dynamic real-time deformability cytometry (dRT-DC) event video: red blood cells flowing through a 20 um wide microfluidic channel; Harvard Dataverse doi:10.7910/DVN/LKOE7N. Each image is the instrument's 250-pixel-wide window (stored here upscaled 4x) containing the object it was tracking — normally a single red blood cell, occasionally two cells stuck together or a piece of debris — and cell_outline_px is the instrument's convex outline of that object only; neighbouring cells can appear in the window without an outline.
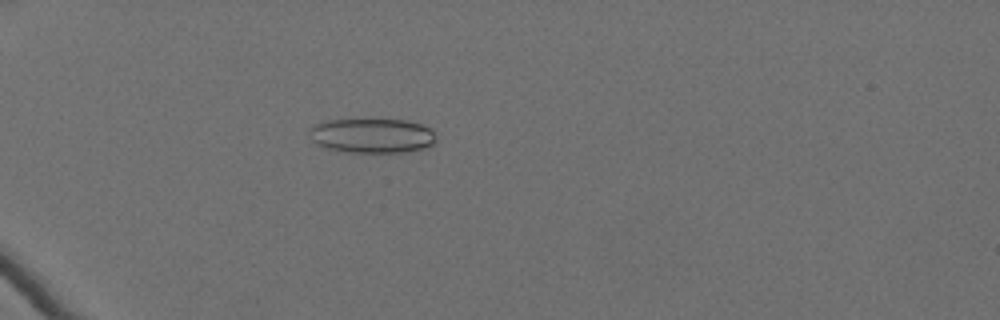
{"species": "Egyptian fruit bat (a non-hibernating species)", "species_latin": "Rousettus aegyptiacus", "temperature_condition": "cold", "stored_images_in_passage": 62, "camera_frame_rate_fps": 3000, "um_per_image_px": 0.085, "animal": {"sex": "female"}, "frame": {"image": 1, "passage_image": 22, "time_ms": 7.0, "image_size_px": [1000, 320], "cell_outline_px": [[436, 144], [428, 148], [404, 152], [336, 152], [316, 144], [312, 140], [308, 132], [308, 128], [312, 124], [324, 120], [408, 120], [420, 124], [428, 128], [436, 136]], "centroid_in_image_um": [31.58, 11.54], "position_along_channel_um": 53.4, "area_um2": 26.01}}
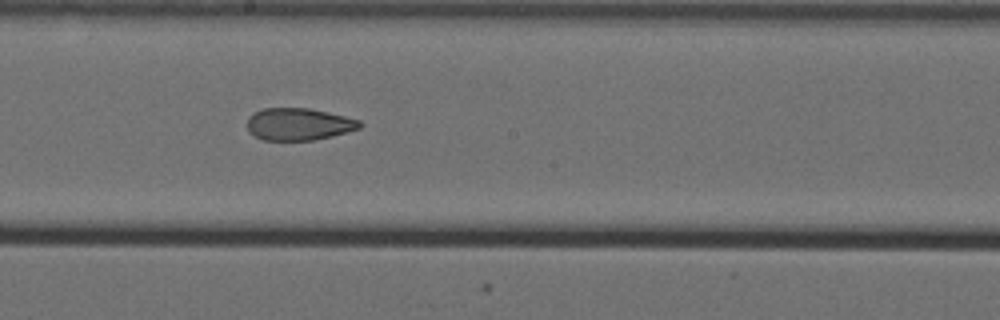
{"frame": {"image": 2, "passage_image": 39, "time_ms": 12.667, "image_size_px": [1000, 320], "cell_outline_px": [[364, 124], [360, 128], [332, 136], [312, 140], [264, 140], [248, 132], [248, 116], [264, 108], [308, 108], [328, 112], [360, 120]], "centroid_in_image_um": [25.4, 10.55], "position_along_channel_um": 222.8, "area_um2": 21.04}}
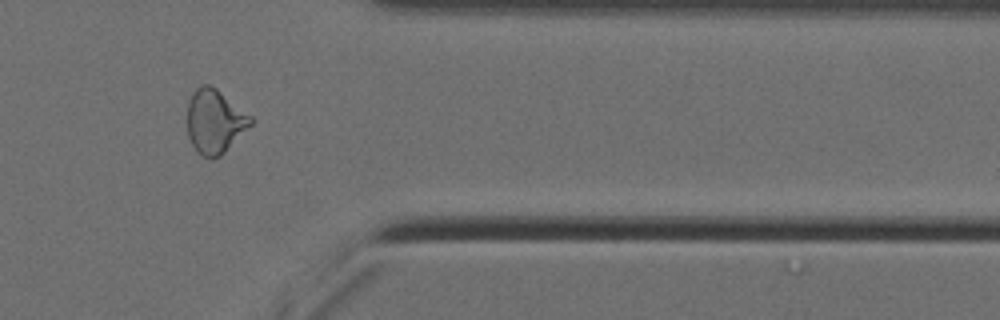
{"frame": {"image": 3, "passage_image": 54, "time_ms": 17.667, "image_size_px": [1000, 320], "cell_outline_px": [[252, 124], [220, 156], [212, 160], [196, 152], [188, 136], [188, 100], [192, 92], [200, 84], [208, 84], [216, 88], [252, 116]], "centroid_in_image_um": [18.24, 10.31], "position_along_channel_um": 393.2, "area_um2": 23.64}, "authors_computed_cell_mechanics": {"area_um2": 25.5476, "velocity_mm_per_s": 3.5229, "shape_relaxation_time_tau1_ms": null, "shape_relaxation_time_tau2_ms": 2.694, "deformation_change_tau1": null, "deformation_change_tau2": 0.0894}}